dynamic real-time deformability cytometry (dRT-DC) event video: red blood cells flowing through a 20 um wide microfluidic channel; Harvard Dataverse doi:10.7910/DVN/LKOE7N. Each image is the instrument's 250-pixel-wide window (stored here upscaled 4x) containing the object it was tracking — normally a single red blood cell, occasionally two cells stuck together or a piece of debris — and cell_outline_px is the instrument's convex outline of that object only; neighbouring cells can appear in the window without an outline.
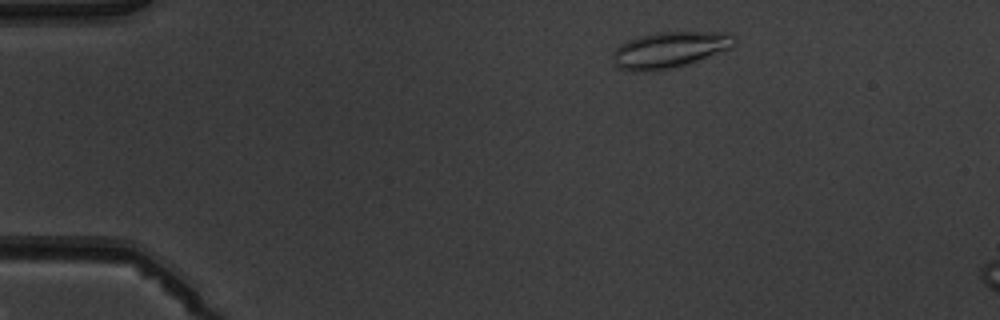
{"species": "common noctule bat (a hibernating species)", "species_latin": "Nyctalus noctula", "temperature_condition": "warm", "stored_images_in_passage": 4, "camera_frame_rate_fps": 3000, "um_per_image_px": 0.085, "animal": {"sex": "male", "body_mass_g": 19.5, "forearm_length_mm": 54.6}, "frame": {"image": 1, "passage_image": 2, "time_ms": 1.0, "image_size_px": [1000, 320], "cell_outline_px": [[736, 44], [732, 48], [672, 68], [644, 72], [632, 72], [620, 68], [616, 64], [612, 56], [612, 52], [620, 44], [628, 40], [640, 36], [656, 32], [728, 32], [736, 36]], "centroid_in_image_um": [56.92, 4.22], "position_along_channel_um": 28.1, "area_um2": 25.55}}